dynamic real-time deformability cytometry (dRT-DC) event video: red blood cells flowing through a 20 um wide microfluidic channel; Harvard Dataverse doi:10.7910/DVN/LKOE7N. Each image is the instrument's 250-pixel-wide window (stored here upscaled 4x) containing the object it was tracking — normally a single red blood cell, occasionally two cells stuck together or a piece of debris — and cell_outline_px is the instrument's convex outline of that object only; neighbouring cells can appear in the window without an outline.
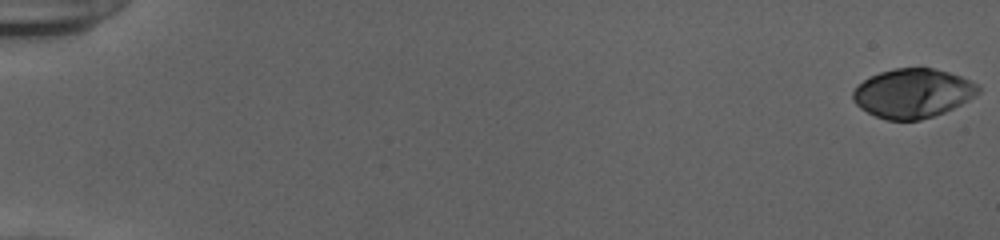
{"species": "human", "species_latin": "Homo sapiens", "temperature_condition": "cold", "stored_images_in_passage": 54, "camera_frame_rate_fps": 3000, "um_per_image_px": 0.085, "donor": {"sex": "female"}, "frame": {"image": 1, "passage_image": 1, "time_ms": 0.0, "image_size_px": [1000, 240], "cell_outline_px": [[980, 92], [968, 100], [944, 112], [920, 120], [888, 120], [876, 116], [860, 108], [852, 100], [852, 92], [864, 80], [880, 72], [896, 68], [932, 68], [948, 72], [960, 76], [976, 84], [980, 88]], "centroid_in_image_um": [77.57, 7.93], "position_along_channel_um": 7.4, "area_um2": 35.49}}
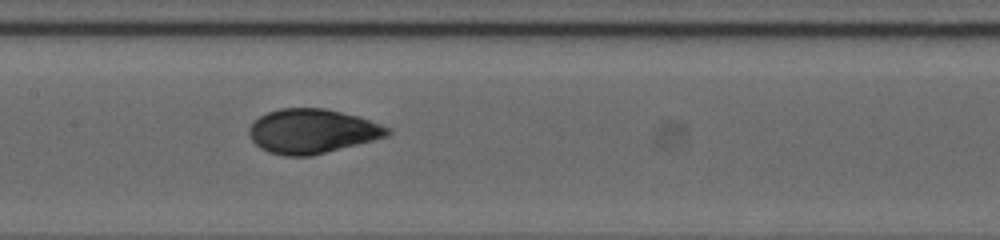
{"frame": {"image": 2, "passage_image": 29, "time_ms": 9.333, "image_size_px": [1000, 240], "cell_outline_px": [[392, 132], [388, 136], [312, 156], [284, 156], [268, 152], [260, 148], [252, 140], [248, 132], [248, 128], [260, 116], [268, 112], [280, 108], [324, 108], [360, 116], [392, 128]], "centroid_in_image_um": [26.56, 11.15], "position_along_channel_um": 180.8, "area_um2": 35.95}}
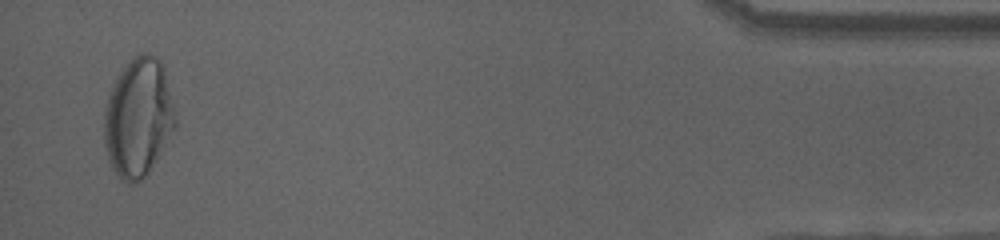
{"frame": {"image": 3, "passage_image": 53, "time_ms": 17.333, "image_size_px": [1000, 240], "cell_outline_px": [[176, 124], [148, 172], [140, 180], [132, 184], [120, 180], [112, 168], [108, 160], [104, 144], [104, 104], [120, 72], [132, 56], [140, 52], [148, 52], [156, 56], [160, 60], [164, 68], [176, 120]], "centroid_in_image_um": [11.71, 9.97], "position_along_channel_um": 423.5, "area_um2": 48.96}, "authors_computed_cell_mechanics": {"area_um2": 35.6915, "velocity_mm_per_s": 3.894, "shape_relaxation_time_tau1_ms": 4.9866, "shape_relaxation_time_tau2_ms": 0.723, "deformation_change_tau1": 0.1998, "deformation_change_tau2": 0.0395}}